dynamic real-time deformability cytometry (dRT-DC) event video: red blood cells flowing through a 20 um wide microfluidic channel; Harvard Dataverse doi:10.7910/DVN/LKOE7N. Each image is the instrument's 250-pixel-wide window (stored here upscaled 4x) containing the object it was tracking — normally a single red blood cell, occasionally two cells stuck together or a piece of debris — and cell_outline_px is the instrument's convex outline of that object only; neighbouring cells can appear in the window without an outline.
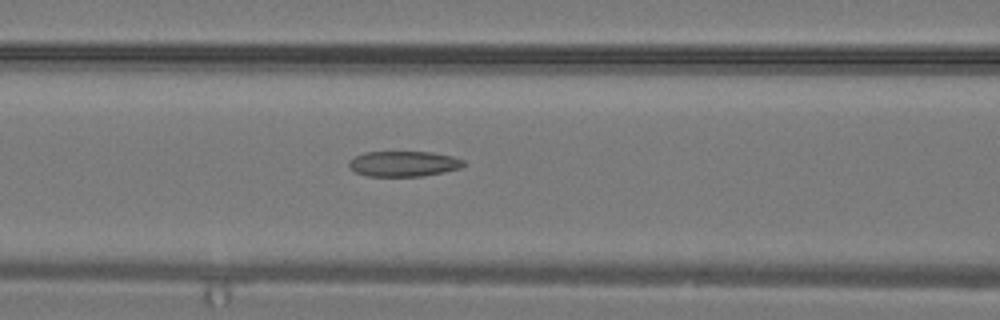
{"species": "common noctule bat (a hibernating species)", "species_latin": "Nyctalus noctula", "temperature_condition": "warm", "stored_images_in_passage": 15, "camera_frame_rate_fps": 3000, "um_per_image_px": 0.085, "animal": {"sex": "male", "body_mass_g": 19.2, "forearm_length_mm": 51.8}, "frame": {"image": 1, "passage_image": 7, "time_ms": 2.0, "image_size_px": [1000, 320], "cell_outline_px": [[464, 164], [460, 168], [444, 172], [424, 176], [368, 176], [356, 172], [348, 168], [348, 160], [364, 152], [432, 152], [452, 156], [464, 160]], "centroid_in_image_um": [34.28, 13.92], "position_along_channel_um": 132.3, "area_um2": 17.05}}
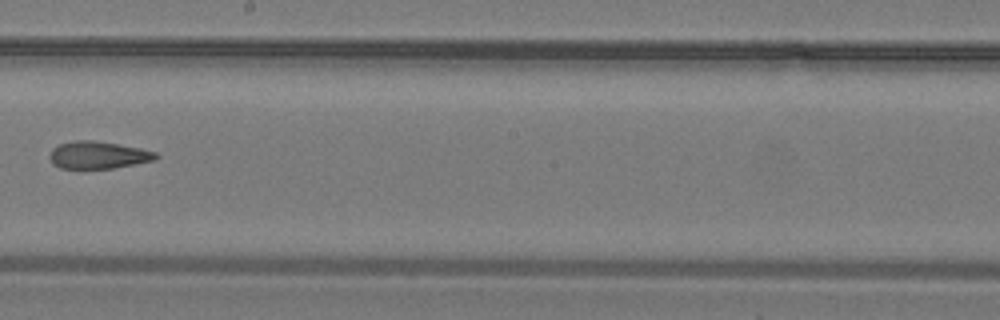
{"frame": {"image": 2, "passage_image": 12, "time_ms": 3.667, "image_size_px": [1000, 320], "cell_outline_px": [[160, 156], [156, 160], [112, 168], [60, 168], [52, 164], [48, 156], [52, 148], [60, 144], [76, 140], [92, 140], [140, 148], [156, 152]], "centroid_in_image_um": [8.33, 13.18], "position_along_channel_um": 239.9, "area_um2": 16.88}}
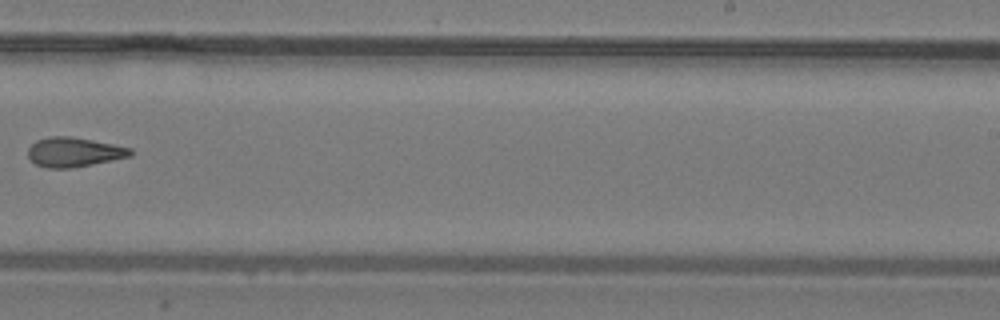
{"frame": {"image": 3, "passage_image": 14, "time_ms": 4.333, "image_size_px": [1000, 320], "cell_outline_px": [[136, 152], [132, 156], [72, 168], [48, 168], [36, 164], [28, 156], [28, 148], [36, 140], [48, 136], [68, 136], [92, 140], [132, 148]], "centroid_in_image_um": [6.31, 12.92], "position_along_channel_um": 282.7, "area_um2": 17.63}}